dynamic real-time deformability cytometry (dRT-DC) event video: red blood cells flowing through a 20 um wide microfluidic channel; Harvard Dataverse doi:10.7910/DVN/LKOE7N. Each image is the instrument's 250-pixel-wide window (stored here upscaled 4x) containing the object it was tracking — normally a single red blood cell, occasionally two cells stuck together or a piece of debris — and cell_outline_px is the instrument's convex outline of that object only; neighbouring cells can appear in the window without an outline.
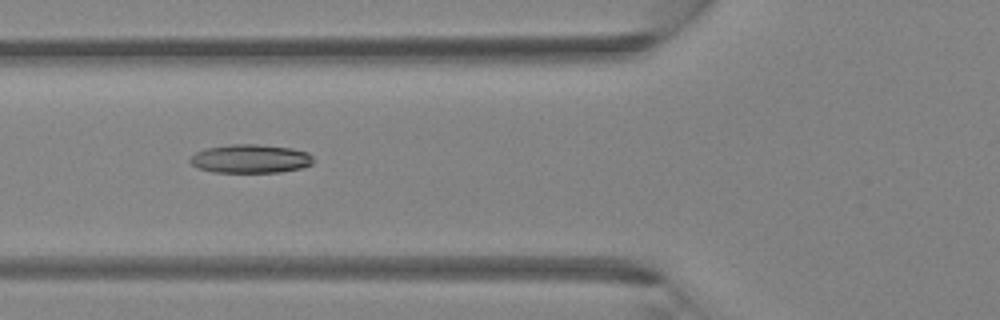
{"species": "Egyptian fruit bat (a non-hibernating species)", "species_latin": "Rousettus aegyptiacus", "temperature_condition": "room temperature", "stored_images_in_passage": 4, "camera_frame_rate_fps": 3000, "um_per_image_px": 0.085, "animal": {"sex": "female"}, "frame": {"image": 1, "passage_image": 4, "time_ms": 1.0, "image_size_px": [1000, 320], "cell_outline_px": [[312, 164], [300, 168], [280, 172], [212, 172], [196, 168], [188, 160], [196, 152], [208, 148], [232, 144], [256, 144], [292, 148], [308, 152], [312, 156]], "centroid_in_image_um": [21.27, 13.49], "position_along_channel_um": 104.5, "area_um2": 20.52}}